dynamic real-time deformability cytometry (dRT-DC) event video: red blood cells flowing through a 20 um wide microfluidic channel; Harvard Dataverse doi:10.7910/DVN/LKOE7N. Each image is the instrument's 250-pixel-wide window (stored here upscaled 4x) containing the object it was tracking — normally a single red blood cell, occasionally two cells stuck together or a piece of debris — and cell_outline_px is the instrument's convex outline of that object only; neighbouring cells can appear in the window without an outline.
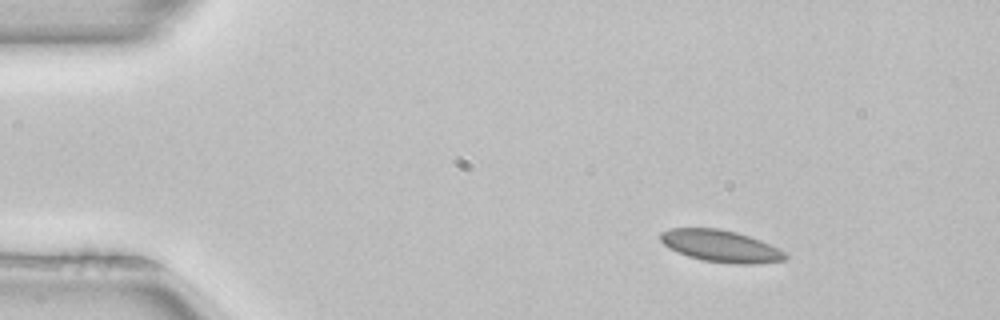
{"species": "common noctule bat (a hibernating species)", "species_latin": "Nyctalus noctula", "temperature_condition": "room temperature", "stored_images_in_passage": 45, "camera_frame_rate_fps": 3000, "um_per_image_px": 0.085, "animal": {"sex": "female", "body_mass_g": 22.7, "forearm_length_mm": 54.2}, "frame": {"image": 1, "passage_image": 1, "time_ms": 0.0, "image_size_px": [1000, 320], "cell_outline_px": [[788, 256], [784, 260], [756, 264], [736, 264], [704, 260], [688, 256], [668, 248], [660, 240], [660, 232], [668, 228], [720, 228], [736, 232], [760, 240], [784, 252]], "centroid_in_image_um": [61.22, 20.91], "position_along_channel_um": 23.8, "area_um2": 23.06}}
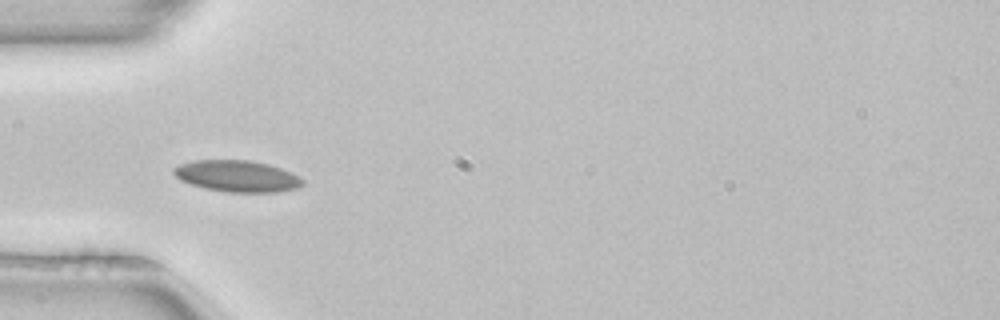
{"frame": {"image": 2, "passage_image": 10, "time_ms": 3.0, "image_size_px": [1000, 320], "cell_outline_px": [[304, 184], [296, 188], [280, 192], [228, 192], [208, 188], [192, 184], [180, 180], [172, 172], [172, 168], [180, 164], [192, 160], [248, 160], [268, 164], [292, 172], [300, 176], [304, 180]], "centroid_in_image_um": [20.18, 14.96], "position_along_channel_um": 64.8, "area_um2": 23.64}}
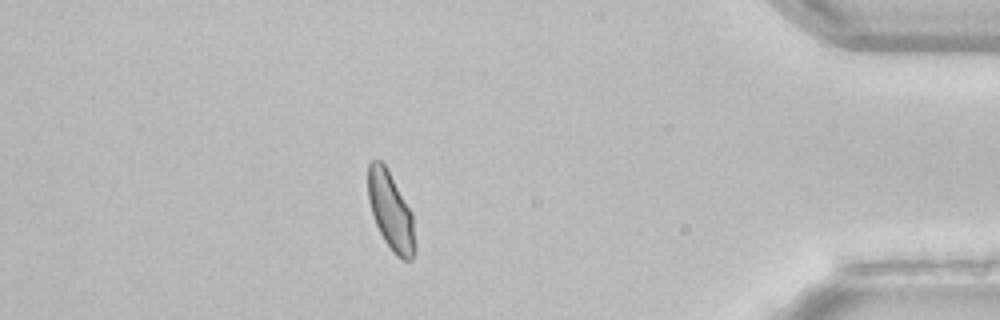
{"frame": {"image": 3, "passage_image": 39, "time_ms": 12.667, "image_size_px": [1000, 320], "cell_outline_px": [[416, 252], [412, 260], [404, 260], [396, 256], [392, 252], [384, 240], [372, 216], [368, 200], [368, 164], [372, 160], [380, 160], [384, 164], [412, 212], [416, 244]], "centroid_in_image_um": [33.22, 18.0], "position_along_channel_um": 402.0, "area_um2": 21.44}, "authors_computed_cell_mechanics": {"area_um2": 22.3108, "velocity_mm_per_s": 3.9459, "shape_relaxation_time_tau1_ms": null, "shape_relaxation_time_tau2_ms": 0.3578, "deformation_change_tau1": null, "deformation_change_tau2": 0.0387}}